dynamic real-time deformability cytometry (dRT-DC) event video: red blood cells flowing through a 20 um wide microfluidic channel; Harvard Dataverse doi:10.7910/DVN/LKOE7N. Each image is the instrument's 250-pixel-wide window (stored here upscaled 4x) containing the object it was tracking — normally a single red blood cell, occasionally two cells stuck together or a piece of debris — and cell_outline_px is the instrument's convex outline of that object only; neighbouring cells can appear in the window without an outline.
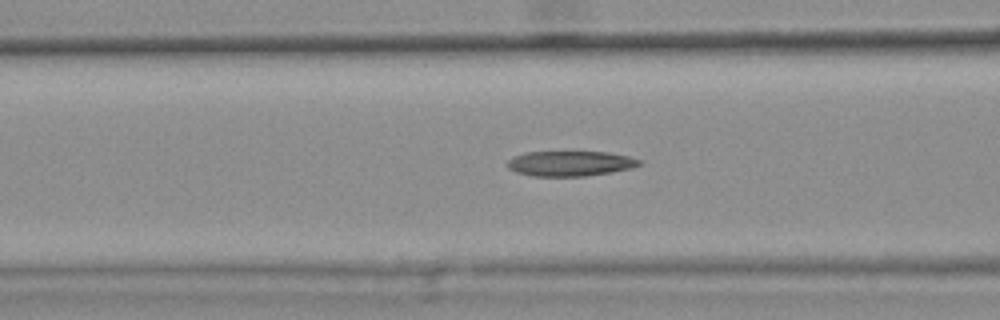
{"species": "common noctule bat (a hibernating species)", "species_latin": "Nyctalus noctula", "temperature_condition": "warm", "stored_images_in_passage": 45, "camera_frame_rate_fps": 3000, "um_per_image_px": 0.085, "animal": {"sex": "female", "body_mass_g": 25.1}, "frame": {"image": 1, "passage_image": 20, "time_ms": 6.333, "image_size_px": [1000, 320], "cell_outline_px": [[644, 160], [640, 164], [632, 168], [612, 172], [584, 176], [532, 176], [516, 172], [508, 168], [508, 160], [524, 152], [608, 152], [628, 156]], "centroid_in_image_um": [48.5, 13.9], "position_along_channel_um": 118.1, "area_um2": 19.31}, "authors_computed_cell_mechanics": {"area_um2": 20.0566, "velocity_mm_per_s": 3.8217, "shape_relaxation_time_tau1_ms": null, "shape_relaxation_time_tau2_ms": 5.5424, "deformation_change_tau1": null, "deformation_change_tau2": 0.1834}}